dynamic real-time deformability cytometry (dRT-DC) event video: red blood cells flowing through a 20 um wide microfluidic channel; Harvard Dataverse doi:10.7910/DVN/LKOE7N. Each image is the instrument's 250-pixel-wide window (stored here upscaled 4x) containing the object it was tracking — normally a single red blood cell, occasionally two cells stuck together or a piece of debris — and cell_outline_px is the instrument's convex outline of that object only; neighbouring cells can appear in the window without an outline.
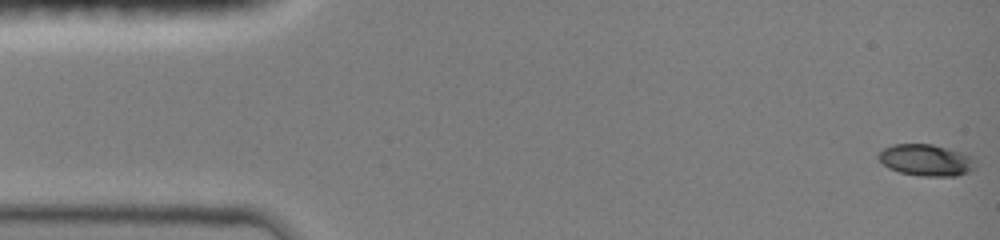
{"species": "common noctule bat (a hibernating species)", "species_latin": "Nyctalus noctula", "temperature_condition": "room temperature", "stored_images_in_passage": 48, "camera_frame_rate_fps": 3000, "um_per_image_px": 0.085, "animal": {"sex": "female", "body_mass_g": 19.0, "forearm_length_mm": 51.5}, "frame": {"image": 1, "passage_image": 1, "time_ms": 0.0, "image_size_px": [1000, 240], "cell_outline_px": [[976, 168], [968, 172], [956, 176], [920, 176], [900, 172], [888, 168], [876, 156], [884, 148], [892, 144], [932, 144], [964, 152], [976, 156]], "centroid_in_image_um": [78.79, 13.6], "position_along_channel_um": 6.2, "area_um2": 18.21}}
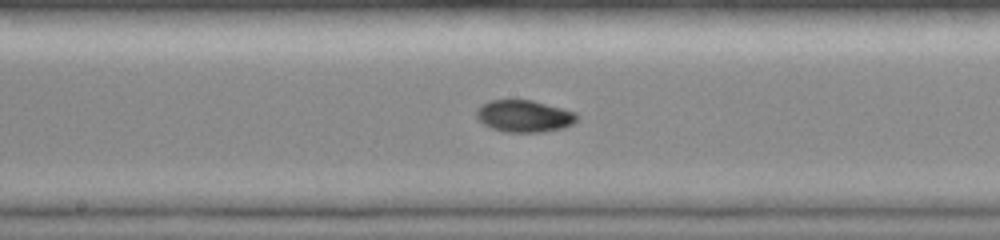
{"frame": {"image": 2, "passage_image": 25, "time_ms": 8.0, "image_size_px": [1000, 240], "cell_outline_px": [[580, 116], [572, 124], [564, 128], [544, 132], [504, 132], [492, 128], [484, 124], [476, 116], [476, 108], [480, 104], [492, 100], [532, 100], [576, 112]], "centroid_in_image_um": [44.56, 9.87], "position_along_channel_um": 203.6, "area_um2": 18.84}}
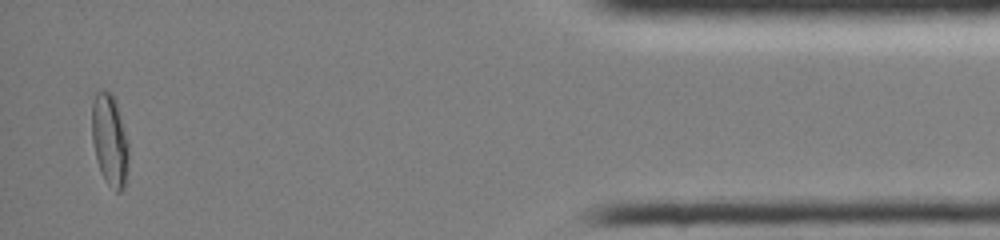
{"frame": {"image": 3, "passage_image": 46, "time_ms": 15.0, "image_size_px": [1000, 240], "cell_outline_px": [[128, 160], [124, 188], [120, 192], [116, 192], [104, 180], [100, 172], [96, 160], [92, 140], [92, 104], [96, 92], [112, 92], [116, 100], [128, 144]], "centroid_in_image_um": [9.31, 11.93], "position_along_channel_um": 425.9, "area_um2": 19.59}, "authors_computed_cell_mechanics": {"area_um2": 17.9758, "velocity_mm_per_s": 4.045, "shape_relaxation_time_tau1_ms": 4.0354, "shape_relaxation_time_tau2_ms": 4.3591, "deformation_change_tau1": 0.1849, "deformation_change_tau2": 0.0566}}